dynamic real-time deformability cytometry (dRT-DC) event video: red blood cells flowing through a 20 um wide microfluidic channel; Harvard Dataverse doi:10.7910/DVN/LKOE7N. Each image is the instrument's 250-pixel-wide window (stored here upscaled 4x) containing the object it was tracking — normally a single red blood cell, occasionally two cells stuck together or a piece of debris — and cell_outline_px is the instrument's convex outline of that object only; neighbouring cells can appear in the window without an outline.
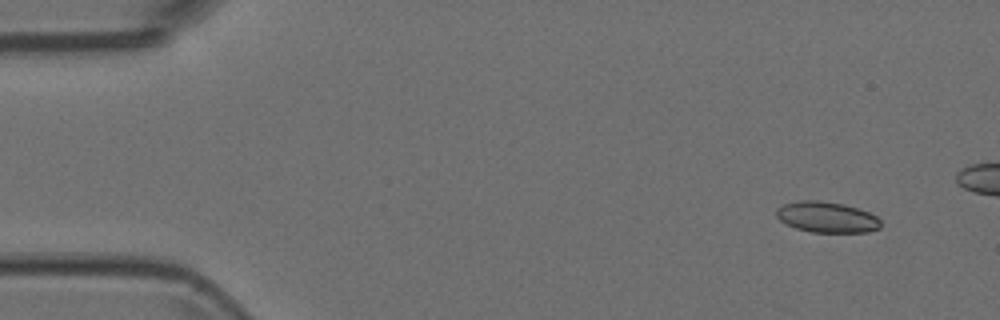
{"species": "Egyptian fruit bat (a non-hibernating species)", "species_latin": "Rousettus aegyptiacus", "temperature_condition": "room temperature", "stored_images_in_passage": 5, "camera_frame_rate_fps": 3000, "um_per_image_px": 0.085, "animal": {"sex": "female"}, "frame": {"image": 1, "passage_image": 1, "time_ms": 0.0, "image_size_px": [1000, 320], "cell_outline_px": [[880, 228], [868, 232], [812, 232], [796, 228], [780, 220], [776, 216], [776, 208], [784, 204], [796, 200], [816, 200], [844, 204], [868, 212], [876, 216], [880, 220]], "centroid_in_image_um": [70.26, 18.45], "position_along_channel_um": 14.7, "area_um2": 18.67}}